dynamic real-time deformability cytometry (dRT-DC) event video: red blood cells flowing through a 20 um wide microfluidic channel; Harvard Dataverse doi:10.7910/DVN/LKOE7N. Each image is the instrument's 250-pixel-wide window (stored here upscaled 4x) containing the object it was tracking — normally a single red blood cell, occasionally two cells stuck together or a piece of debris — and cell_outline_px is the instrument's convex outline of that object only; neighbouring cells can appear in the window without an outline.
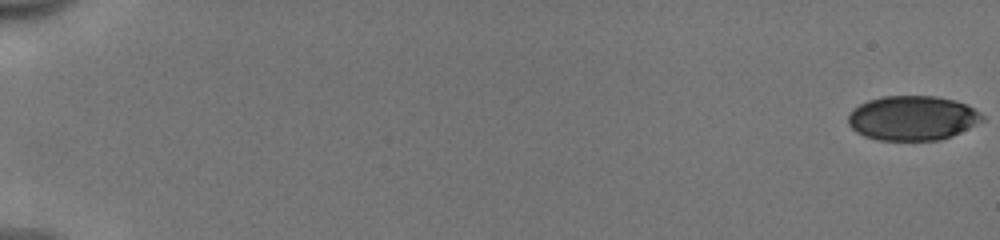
{"species": "human", "species_latin": "Homo sapiens", "temperature_condition": "cold", "stored_images_in_passage": 54, "camera_frame_rate_fps": 3000, "um_per_image_px": 0.085, "donor": {"sex": "male"}, "frame": {"image": 1, "passage_image": 1, "time_ms": 0.0, "image_size_px": [1000, 240], "cell_outline_px": [[984, 120], [952, 136], [940, 140], [880, 140], [864, 136], [856, 132], [848, 124], [848, 116], [852, 108], [868, 100], [884, 96], [936, 96], [956, 100], [980, 112], [984, 116]], "centroid_in_image_um": [77.54, 10.03], "position_along_channel_um": 7.5, "area_um2": 34.85}}
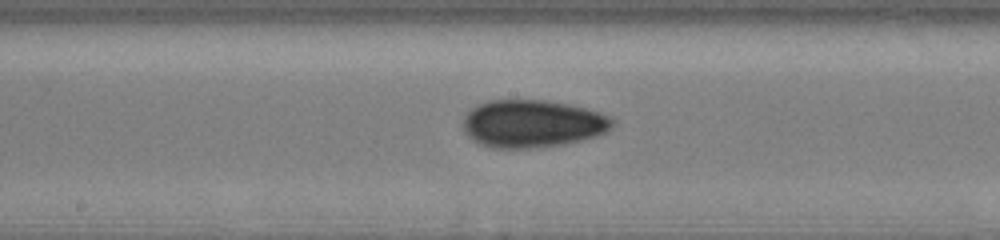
{"frame": {"image": 2, "passage_image": 31, "time_ms": 10.0, "image_size_px": [1000, 240], "cell_outline_px": [[616, 124], [608, 132], [596, 136], [564, 144], [528, 148], [492, 148], [480, 144], [472, 140], [464, 132], [464, 116], [476, 104], [488, 100], [544, 100], [568, 104], [600, 112], [612, 116], [616, 120]], "centroid_in_image_um": [45.29, 10.51], "position_along_channel_um": 202.9, "area_um2": 41.79}}
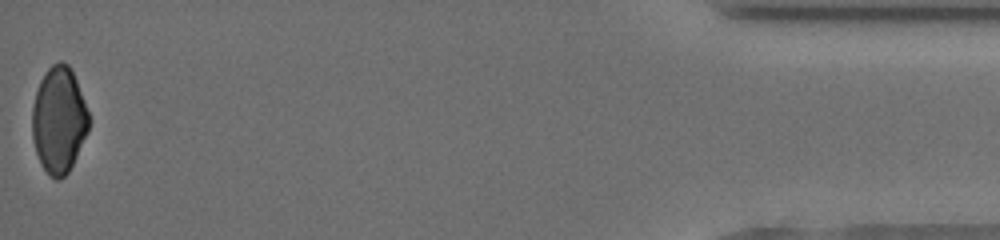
{"frame": {"image": 3, "passage_image": 54, "time_ms": 17.667, "image_size_px": [1000, 240], "cell_outline_px": [[92, 120], [88, 132], [68, 172], [60, 180], [56, 180], [44, 168], [36, 152], [32, 140], [32, 108], [36, 92], [40, 80], [48, 68], [52, 64], [60, 60], [68, 64], [76, 80]], "centroid_in_image_um": [5.02, 10.18], "position_along_channel_um": 430.2, "area_um2": 35.08}, "authors_computed_cell_mechanics": {"area_um2": 38.0324, "velocity_mm_per_s": 3.9913, "shape_relaxation_time_tau1_ms": null, "shape_relaxation_time_tau2_ms": 2.6124, "deformation_change_tau1": null, "deformation_change_tau2": 0.065}}